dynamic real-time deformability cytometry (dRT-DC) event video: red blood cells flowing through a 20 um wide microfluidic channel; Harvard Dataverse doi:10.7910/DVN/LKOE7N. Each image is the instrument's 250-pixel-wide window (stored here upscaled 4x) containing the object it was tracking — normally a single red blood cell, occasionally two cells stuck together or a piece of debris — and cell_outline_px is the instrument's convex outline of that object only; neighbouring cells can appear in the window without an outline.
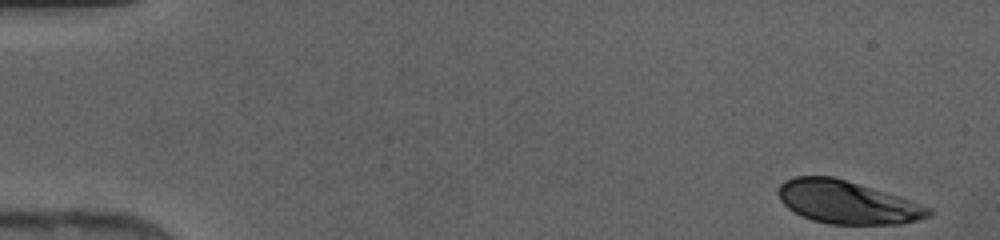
{"species": "human", "species_latin": "Homo sapiens", "temperature_condition": "cold", "stored_images_in_passage": 45, "camera_frame_rate_fps": 3000, "um_per_image_px": 0.085, "donor": {"sex": "female"}, "frame": {"image": 1, "passage_image": 1, "time_ms": 0.0, "image_size_px": [1000, 240], "cell_outline_px": [[932, 216], [920, 220], [900, 224], [828, 224], [812, 220], [800, 216], [788, 208], [780, 200], [776, 192], [780, 184], [784, 180], [796, 176], [832, 176], [896, 196], [932, 208]], "centroid_in_image_um": [71.96, 17.21], "position_along_channel_um": 13.0, "area_um2": 37.45}}
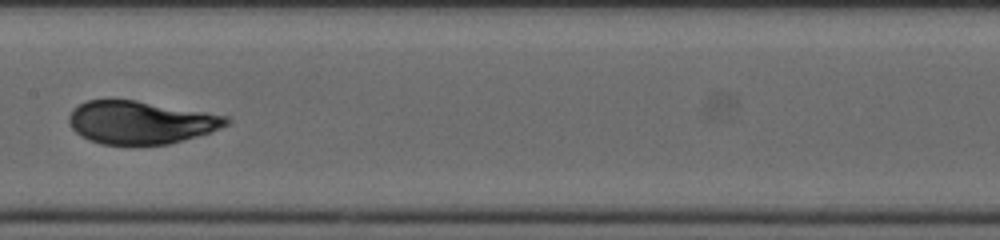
{"frame": {"image": 2, "passage_image": 23, "time_ms": 7.333, "image_size_px": [1000, 240], "cell_outline_px": [[232, 120], [228, 124], [212, 132], [168, 144], [100, 144], [88, 140], [80, 136], [72, 128], [68, 120], [68, 116], [80, 104], [88, 100], [136, 100], [228, 116]], "centroid_in_image_um": [11.97, 10.41], "position_along_channel_um": 195.4, "area_um2": 39.13}}
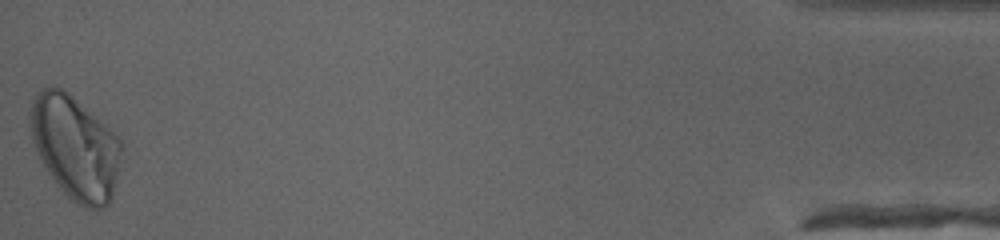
{"frame": {"image": 3, "passage_image": 45, "time_ms": 14.667, "image_size_px": [1000, 240], "cell_outline_px": [[124, 144], [116, 180], [112, 196], [108, 204], [104, 208], [96, 212], [84, 208], [68, 200], [48, 172], [32, 140], [28, 116], [28, 112], [32, 96], [36, 92], [52, 84], [56, 84], [64, 88], [104, 124]], "centroid_in_image_um": [6.37, 12.53], "position_along_channel_um": 428.8, "area_um2": 55.78}}